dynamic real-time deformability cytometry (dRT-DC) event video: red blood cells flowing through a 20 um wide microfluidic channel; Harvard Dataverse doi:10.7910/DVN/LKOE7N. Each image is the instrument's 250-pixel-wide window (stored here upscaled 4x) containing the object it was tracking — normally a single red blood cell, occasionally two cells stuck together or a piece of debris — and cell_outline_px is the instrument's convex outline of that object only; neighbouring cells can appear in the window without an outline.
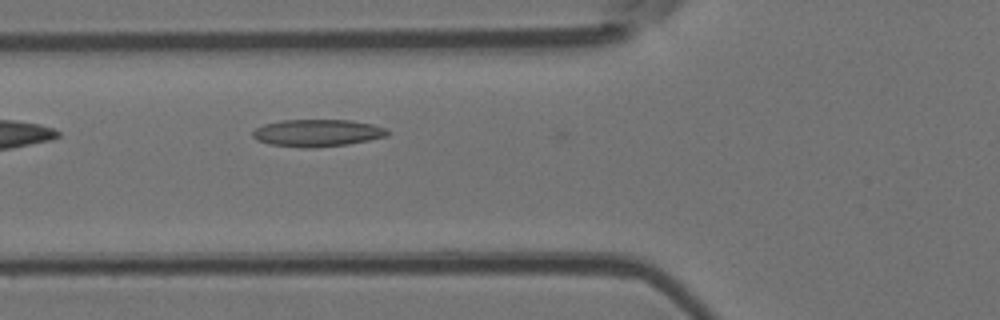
{"species": "Egyptian fruit bat (a non-hibernating species)", "species_latin": "Rousettus aegyptiacus", "temperature_condition": "room temperature", "stored_images_in_passage": 4, "camera_frame_rate_fps": 3000, "um_per_image_px": 0.085, "animal": {"sex": "female"}, "frame": {"image": 1, "passage_image": 4, "time_ms": 3.333, "image_size_px": [1000, 320], "cell_outline_px": [[388, 136], [348, 144], [312, 148], [300, 148], [268, 144], [256, 140], [252, 136], [252, 132], [256, 128], [264, 124], [280, 120], [348, 120], [372, 124], [388, 128]], "centroid_in_image_um": [26.95, 11.3], "position_along_channel_um": 98.9, "area_um2": 21.5}}